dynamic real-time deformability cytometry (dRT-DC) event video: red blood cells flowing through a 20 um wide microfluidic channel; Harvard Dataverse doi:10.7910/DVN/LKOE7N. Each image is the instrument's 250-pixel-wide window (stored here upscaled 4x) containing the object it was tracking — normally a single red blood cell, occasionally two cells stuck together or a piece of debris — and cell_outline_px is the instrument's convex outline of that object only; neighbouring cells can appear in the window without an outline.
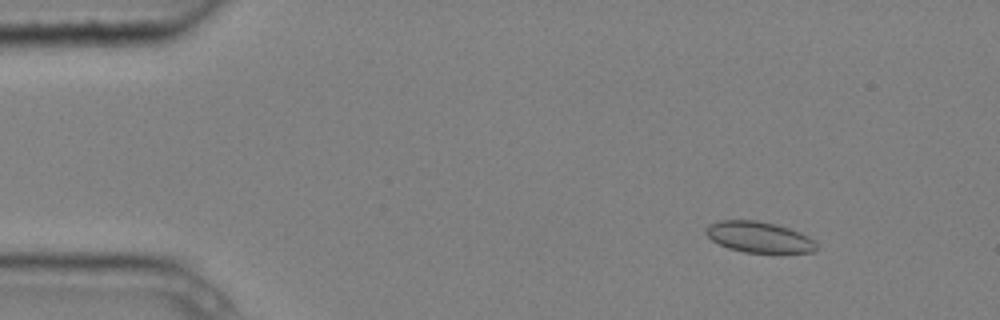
{"species": "common noctule bat (a hibernating species)", "species_latin": "Nyctalus noctula", "temperature_condition": "cold", "stored_images_in_passage": 3, "camera_frame_rate_fps": 3000, "um_per_image_px": 0.085, "animal": {"sex": "male", "body_mass_g": 20.4}, "frame": {"image": 1, "passage_image": 1, "time_ms": 0.0, "image_size_px": [1000, 320], "cell_outline_px": [[816, 248], [812, 252], [744, 252], [728, 248], [712, 240], [704, 232], [704, 228], [708, 224], [720, 220], [756, 220], [776, 224], [800, 232], [816, 240]], "centroid_in_image_um": [64.48, 20.13], "position_along_channel_um": 20.5, "area_um2": 19.88}}